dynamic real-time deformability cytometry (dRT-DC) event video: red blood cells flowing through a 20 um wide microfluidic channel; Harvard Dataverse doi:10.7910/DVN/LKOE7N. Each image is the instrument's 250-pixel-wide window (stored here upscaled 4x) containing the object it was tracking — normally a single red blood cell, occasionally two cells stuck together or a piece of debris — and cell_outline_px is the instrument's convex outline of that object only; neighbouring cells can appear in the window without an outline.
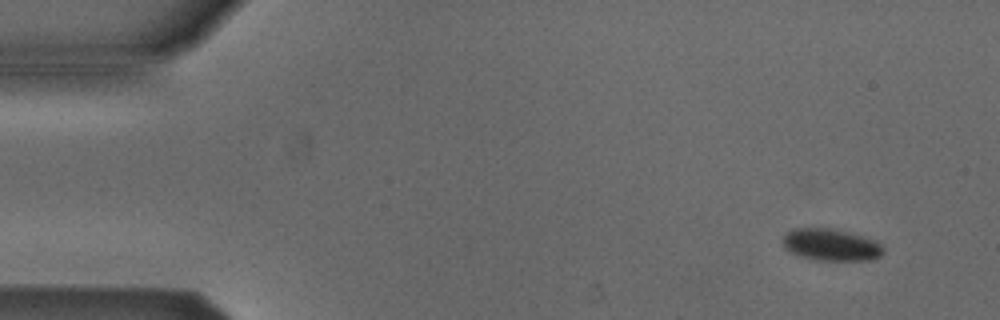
{"species": "Egyptian fruit bat (a non-hibernating species)", "species_latin": "Rousettus aegyptiacus", "temperature_condition": "cold", "stored_images_in_passage": 4, "camera_frame_rate_fps": 3000, "um_per_image_px": 0.085, "animal": {"sex": "male"}, "frame": {"image": 1, "passage_image": 1, "time_ms": 0.0, "image_size_px": [1000, 320], "cell_outline_px": [[884, 252], [880, 256], [872, 260], [812, 260], [788, 252], [784, 248], [784, 236], [792, 228], [836, 228], [872, 240], [880, 244], [884, 248]], "centroid_in_image_um": [70.61, 20.81], "position_along_channel_um": 14.4, "area_um2": 18.73}}
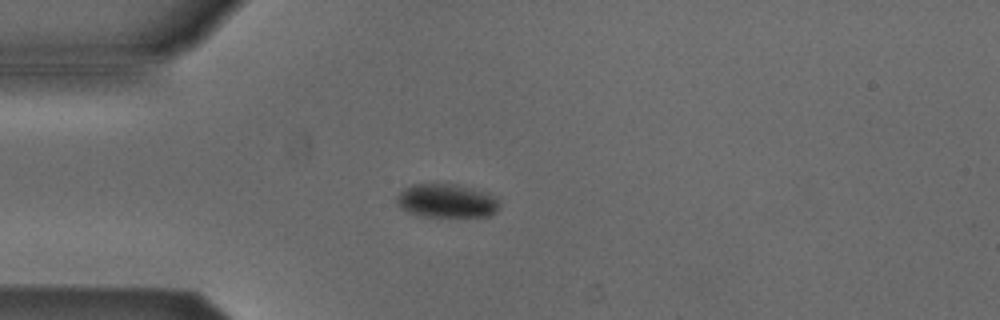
{"frame": {"image": 2, "passage_image": 4, "time_ms": 1.0, "image_size_px": [1000, 320], "cell_outline_px": [[500, 204], [496, 212], [488, 216], [424, 216], [408, 212], [400, 208], [396, 204], [396, 196], [404, 188], [412, 184], [456, 184], [484, 192], [496, 196]], "centroid_in_image_um": [37.94, 17.07], "position_along_channel_um": 47.1, "area_um2": 20.11}}